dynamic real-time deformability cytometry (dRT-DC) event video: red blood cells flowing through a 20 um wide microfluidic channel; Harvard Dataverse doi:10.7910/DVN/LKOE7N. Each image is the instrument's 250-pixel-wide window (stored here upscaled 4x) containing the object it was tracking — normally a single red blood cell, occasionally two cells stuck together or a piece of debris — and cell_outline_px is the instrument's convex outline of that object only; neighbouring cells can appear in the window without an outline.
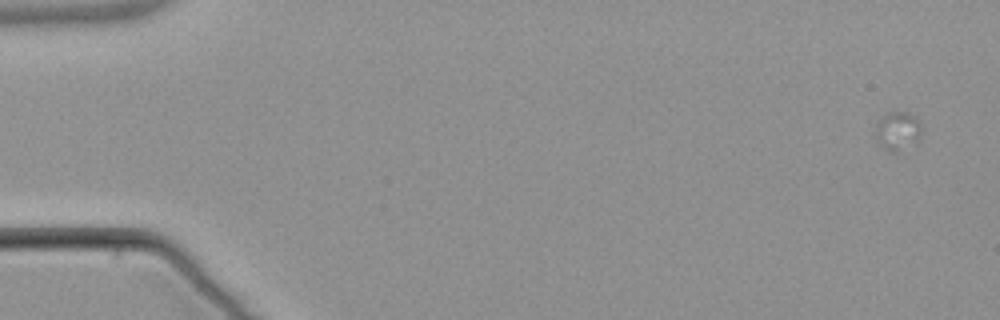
{"species": "common noctule bat (a hibernating species)", "species_latin": "Nyctalus noctula", "temperature_condition": "warm", "stored_images_in_passage": 4, "camera_frame_rate_fps": 3000, "um_per_image_px": 0.085, "animal": {"sex": "male", "body_mass_g": 21.5, "forearm_length_mm": 52.0}, "frame": {"image": 1, "passage_image": 1, "time_ms": 0.0, "image_size_px": [1000, 320], "cell_outline_px": [[920, 140], [896, 152], [888, 152], [876, 140], [876, 120], [888, 112], [908, 112], [916, 116], [920, 124]], "centroid_in_image_um": [76.29, 11.11], "position_along_channel_um": 8.7, "area_um2": 10.46}}